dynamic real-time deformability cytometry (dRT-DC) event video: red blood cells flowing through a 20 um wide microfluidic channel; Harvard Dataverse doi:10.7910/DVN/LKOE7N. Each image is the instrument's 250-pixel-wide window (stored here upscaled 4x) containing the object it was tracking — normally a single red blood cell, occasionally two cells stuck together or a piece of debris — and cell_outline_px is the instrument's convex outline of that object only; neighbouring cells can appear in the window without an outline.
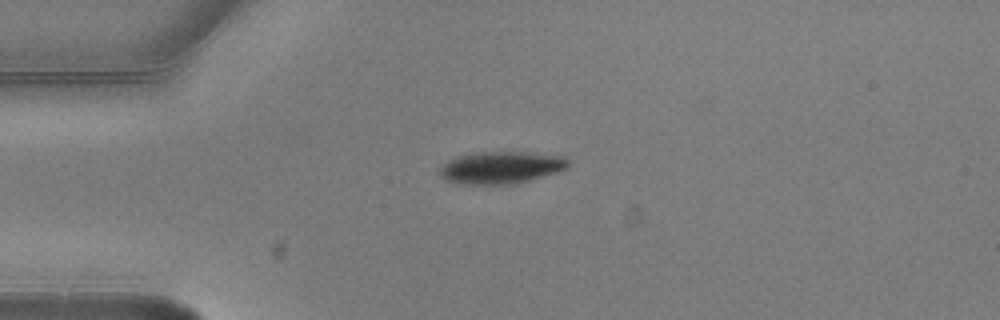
{"species": "common noctule bat (a hibernating species)", "species_latin": "Nyctalus noctula", "temperature_condition": "warm", "stored_images_in_passage": 7, "camera_frame_rate_fps": 3000, "um_per_image_px": 0.085, "animal": {"sex": "male", "body_mass_g": 20.5, "forearm_length_mm": 52.5}, "frame": {"image": 1, "passage_image": 1, "time_ms": 0.0, "image_size_px": [1000, 320], "cell_outline_px": [[568, 168], [556, 172], [528, 180], [512, 184], [460, 184], [448, 180], [440, 176], [440, 168], [448, 160], [456, 156], [472, 152], [524, 152], [568, 156]], "centroid_in_image_um": [42.59, 14.22], "position_along_channel_um": 42.4, "area_um2": 24.1}}
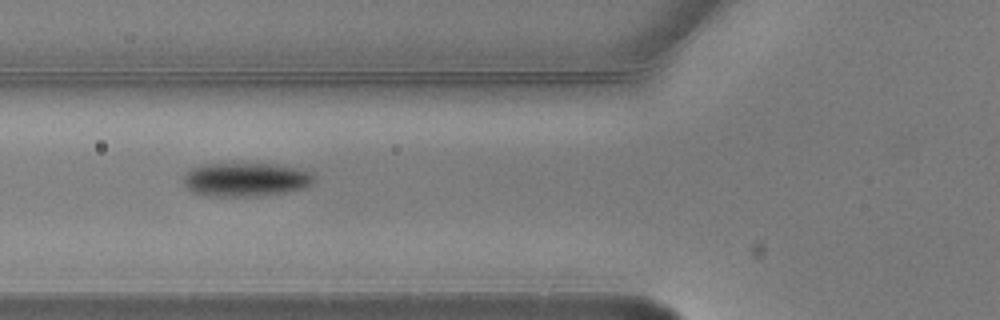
{"frame": {"image": 2, "passage_image": 3, "time_ms": 0.667, "image_size_px": [1000, 320], "cell_outline_px": [[312, 184], [304, 188], [284, 192], [260, 196], [208, 196], [196, 192], [188, 188], [184, 184], [184, 176], [188, 168], [204, 164], [276, 164], [296, 168], [312, 172]], "centroid_in_image_um": [20.87, 15.26], "position_along_channel_um": 104.9, "area_um2": 25.55}}
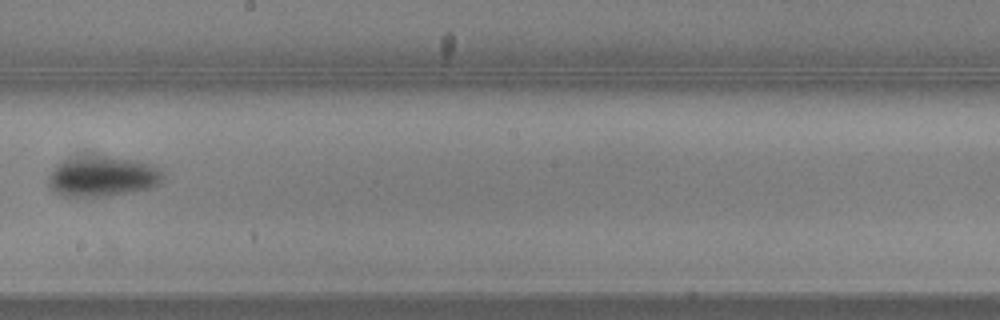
{"frame": {"image": 3, "passage_image": 6, "time_ms": 1.667, "image_size_px": [1000, 320], "cell_outline_px": [[164, 176], [152, 188], [132, 192], [88, 200], [72, 200], [60, 196], [52, 192], [48, 184], [48, 176], [64, 160], [100, 156], [104, 156], [132, 160], [152, 164], [160, 168], [164, 172]], "centroid_in_image_um": [8.68, 15.09], "position_along_channel_um": 239.5, "area_um2": 27.57}}